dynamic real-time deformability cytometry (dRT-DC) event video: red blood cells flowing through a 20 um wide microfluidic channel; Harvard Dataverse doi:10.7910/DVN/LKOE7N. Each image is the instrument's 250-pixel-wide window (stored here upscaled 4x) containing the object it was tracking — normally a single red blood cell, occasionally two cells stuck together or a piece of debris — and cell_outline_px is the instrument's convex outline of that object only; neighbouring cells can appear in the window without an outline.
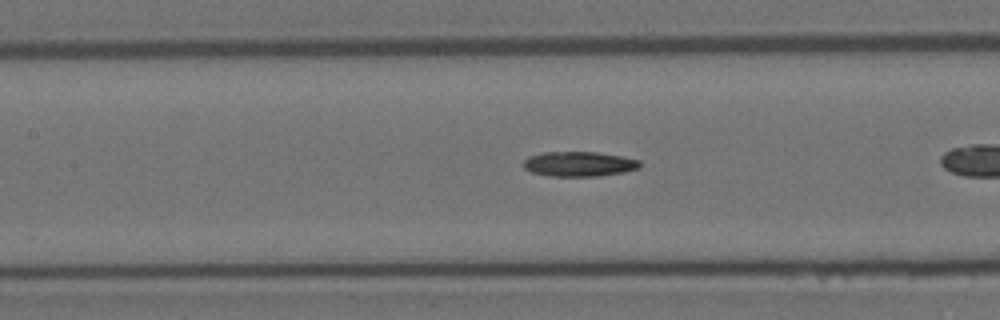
{"species": "Egyptian fruit bat (a non-hibernating species)", "species_latin": "Rousettus aegyptiacus", "temperature_condition": "room temperature", "stored_images_in_passage": 31, "camera_frame_rate_fps": 3000, "um_per_image_px": 0.085, "animal": {"sex": "female"}, "frame": {"image": 1, "passage_image": 10, "time_ms": 3.0, "image_size_px": [1000, 320], "cell_outline_px": [[640, 168], [624, 172], [600, 176], [552, 176], [532, 172], [524, 168], [520, 164], [528, 156], [544, 152], [596, 152], [620, 156], [640, 160]], "centroid_in_image_um": [49.2, 13.94], "position_along_channel_um": 158.2, "area_um2": 16.94}}
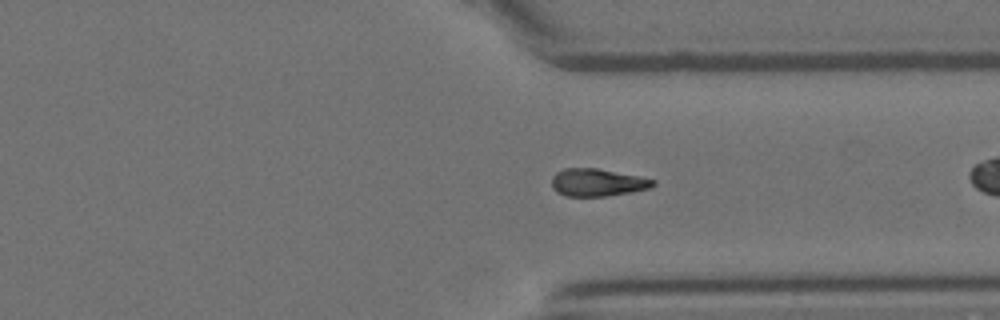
{"frame": {"image": 2, "passage_image": 27, "time_ms": 8.667, "image_size_px": [1000, 320], "cell_outline_px": [[656, 184], [648, 188], [608, 196], [564, 196], [556, 192], [552, 188], [552, 176], [556, 172], [564, 168], [596, 168], [640, 176], [656, 180]], "centroid_in_image_um": [50.75, 15.5], "position_along_channel_um": 360.7, "area_um2": 16.3}}